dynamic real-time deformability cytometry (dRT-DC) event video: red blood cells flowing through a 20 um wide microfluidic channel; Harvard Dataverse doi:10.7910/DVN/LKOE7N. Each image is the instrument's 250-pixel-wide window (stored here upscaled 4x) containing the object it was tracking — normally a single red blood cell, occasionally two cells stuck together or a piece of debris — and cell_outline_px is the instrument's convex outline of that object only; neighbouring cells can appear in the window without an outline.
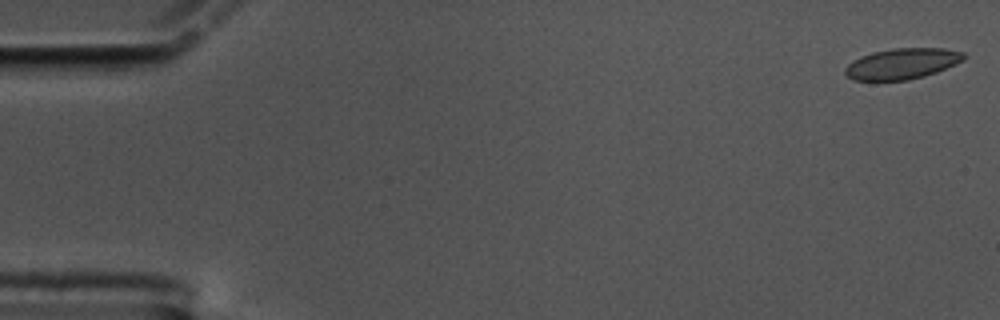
{"species": "common noctule bat (a hibernating species)", "species_latin": "Nyctalus noctula", "temperature_condition": "cold", "stored_images_in_passage": 60, "camera_frame_rate_fps": 3000, "um_per_image_px": 0.085, "animal": {"sex": "male", "body_mass_g": 17.5, "forearm_length_mm": 52.3}, "frame": {"image": 1, "passage_image": 1, "time_ms": 0.0, "image_size_px": [1000, 320], "cell_outline_px": [[968, 56], [964, 60], [956, 64], [936, 72], [924, 76], [908, 80], [852, 80], [844, 72], [844, 68], [852, 60], [860, 56], [872, 52], [892, 48], [944, 48], [964, 52]], "centroid_in_image_um": [76.69, 5.4], "position_along_channel_um": 8.3, "area_um2": 21.5}}
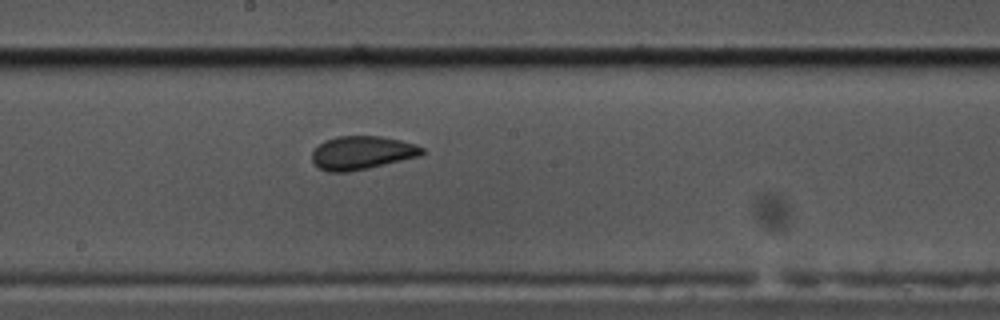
{"frame": {"image": 2, "passage_image": 32, "time_ms": 10.333, "image_size_px": [1000, 320], "cell_outline_px": [[424, 152], [420, 156], [368, 168], [348, 172], [328, 172], [320, 168], [312, 160], [312, 152], [324, 140], [336, 136], [380, 136], [400, 140], [416, 144], [424, 148]], "centroid_in_image_um": [30.77, 12.98], "position_along_channel_um": 217.4, "area_um2": 21.39}}
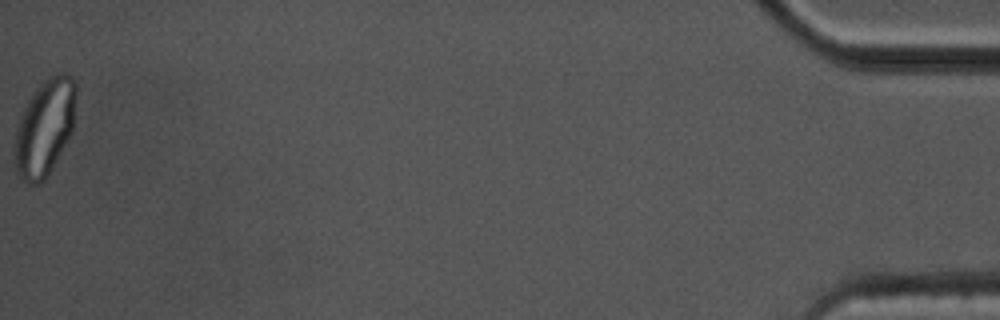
{"frame": {"image": 3, "passage_image": 60, "time_ms": 19.667, "image_size_px": [1000, 320], "cell_outline_px": [[76, 96], [72, 132], [68, 140], [44, 180], [40, 184], [28, 184], [16, 176], [12, 152], [16, 128], [20, 116], [28, 100], [36, 88], [48, 76], [56, 72], [64, 72], [72, 76], [76, 80]], "centroid_in_image_um": [3.77, 10.84], "position_along_channel_um": 431.4, "area_um2": 35.2}, "authors_computed_cell_mechanics": {"area_um2": 21.7906, "velocity_mm_per_s": 3.3514, "shape_relaxation_time_tau1_ms": null, "shape_relaxation_time_tau2_ms": 0.8987, "deformation_change_tau1": null, "deformation_change_tau2": 0.0652}}